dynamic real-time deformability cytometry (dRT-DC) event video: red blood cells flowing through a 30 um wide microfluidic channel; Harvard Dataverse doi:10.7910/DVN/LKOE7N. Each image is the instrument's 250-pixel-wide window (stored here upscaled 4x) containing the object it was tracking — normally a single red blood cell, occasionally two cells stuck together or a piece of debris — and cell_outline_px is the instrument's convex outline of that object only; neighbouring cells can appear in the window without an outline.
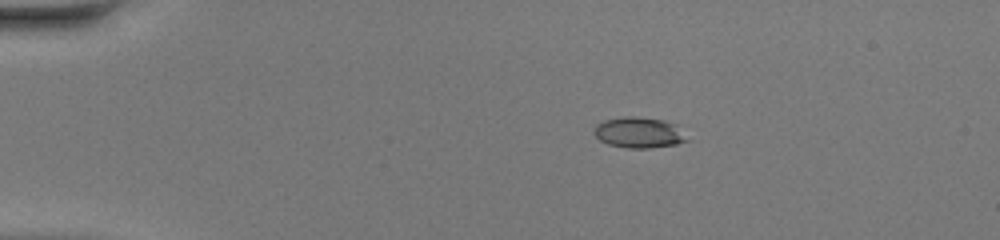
{"species": "common noctule bat (a hibernating species)", "species_latin": "Nyctalus noctula", "temperature_condition": "warm", "stored_images_in_passage": 39, "camera_frame_rate_fps": 3000, "um_per_image_px": 0.085, "animal": {"sex": "female", "body_mass_g": 20.0, "forearm_length_mm": 54.0}, "frame": {"image": 1, "passage_image": 1, "time_ms": 0.0, "image_size_px": [1000, 240], "cell_outline_px": [[688, 140], [676, 144], [652, 148], [628, 148], [608, 144], [600, 140], [592, 132], [596, 124], [604, 120], [624, 116], [636, 116], [664, 120], [680, 124]], "centroid_in_image_um": [54.34, 11.25], "position_along_channel_um": 30.7, "area_um2": 16.99}}
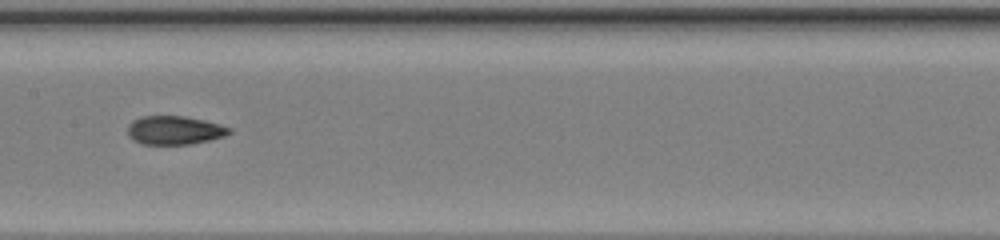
{"frame": {"image": 2, "passage_image": 17, "time_ms": 5.333, "image_size_px": [1000, 240], "cell_outline_px": [[232, 132], [224, 136], [208, 140], [188, 144], [140, 144], [132, 140], [128, 136], [128, 124], [132, 120], [144, 116], [184, 116], [204, 120], [220, 124], [232, 128]], "centroid_in_image_um": [14.81, 11.07], "position_along_channel_um": 192.6, "area_um2": 16.99}}
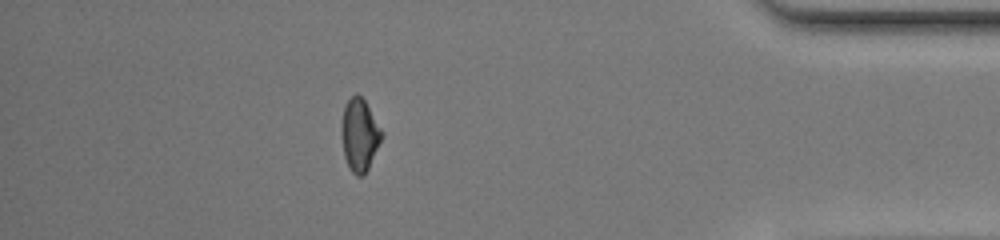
{"frame": {"image": 3, "passage_image": 34, "time_ms": 11.0, "image_size_px": [1000, 240], "cell_outline_px": [[384, 136], [364, 176], [356, 176], [352, 172], [344, 156], [340, 132], [340, 124], [344, 104], [356, 92], [364, 100], [384, 132]], "centroid_in_image_um": [30.55, 11.45], "position_along_channel_um": 404.6, "area_um2": 17.28}, "authors_computed_cell_mechanics": {"area_um2": 16.9932, "velocity_mm_per_s": 4.4095, "shape_relaxation_time_tau1_ms": null, "shape_relaxation_time_tau2_ms": 1.1509, "deformation_change_tau1": null, "deformation_change_tau2": 0.0486}}